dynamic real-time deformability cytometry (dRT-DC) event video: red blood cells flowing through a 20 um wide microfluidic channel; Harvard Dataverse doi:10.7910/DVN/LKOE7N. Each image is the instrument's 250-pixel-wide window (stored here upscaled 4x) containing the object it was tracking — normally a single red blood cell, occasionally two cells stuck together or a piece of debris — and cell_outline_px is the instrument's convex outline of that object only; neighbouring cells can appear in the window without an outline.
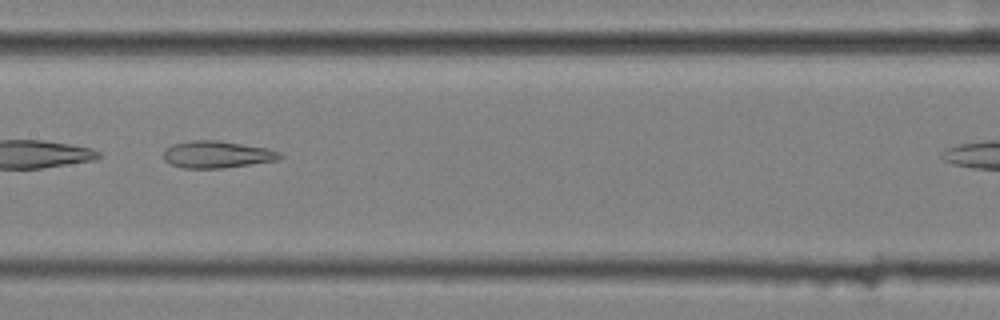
{"species": "common noctule bat (a hibernating species)", "species_latin": "Nyctalus noctula", "temperature_condition": "cold", "stored_images_in_passage": 12, "camera_frame_rate_fps": 3000, "um_per_image_px": 0.085, "animal": {"sex": "female", "body_mass_g": 25.1}, "frame": {"image": 1, "passage_image": 9, "time_ms": 2.667, "image_size_px": [1000, 320], "cell_outline_px": [[284, 156], [276, 160], [224, 168], [180, 168], [164, 160], [164, 148], [172, 144], [192, 140], [216, 140], [268, 148], [280, 152]], "centroid_in_image_um": [18.42, 13.13], "position_along_channel_um": 189.0, "area_um2": 18.32}}
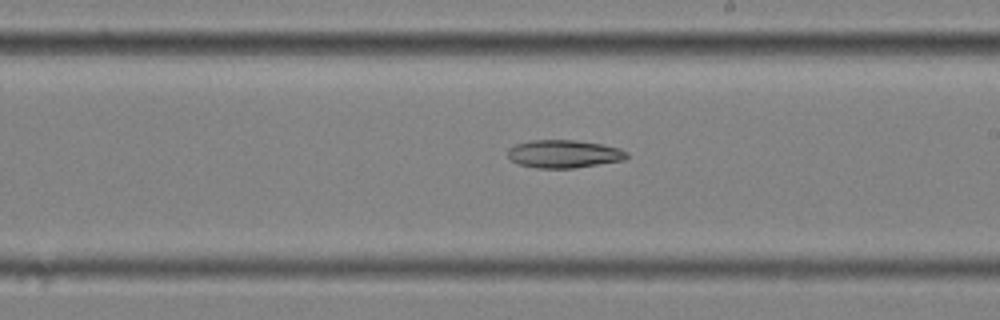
{"frame": {"image": 2, "passage_image": 12, "time_ms": 3.667, "image_size_px": [1000, 320], "cell_outline_px": [[628, 156], [624, 160], [572, 168], [536, 168], [520, 164], [512, 160], [508, 156], [508, 148], [516, 144], [532, 140], [576, 140], [600, 144], [620, 148], [628, 152]], "centroid_in_image_um": [47.94, 13.08], "position_along_channel_um": 241.1, "area_um2": 19.25}}